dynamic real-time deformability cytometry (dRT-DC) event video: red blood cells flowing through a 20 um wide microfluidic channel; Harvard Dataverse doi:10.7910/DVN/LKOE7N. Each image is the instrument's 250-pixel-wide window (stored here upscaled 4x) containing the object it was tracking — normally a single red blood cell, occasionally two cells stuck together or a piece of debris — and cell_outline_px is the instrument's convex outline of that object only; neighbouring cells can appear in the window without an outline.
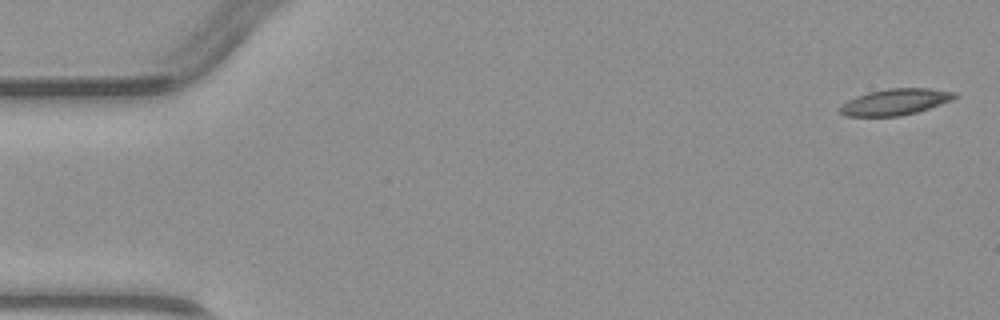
{"species": "common noctule bat (a hibernating species)", "species_latin": "Nyctalus noctula", "temperature_condition": "warm", "stored_images_in_passage": 5, "camera_frame_rate_fps": 3000, "um_per_image_px": 0.085, "animal": {"sex": "male", "body_mass_g": 23.1, "forearm_length_mm": 52.7}, "frame": {"image": 1, "passage_image": 1, "time_ms": 0.0, "image_size_px": [1000, 320], "cell_outline_px": [[960, 96], [952, 100], [916, 112], [900, 116], [844, 116], [840, 112], [840, 104], [856, 96], [868, 92], [888, 88], [928, 88], [956, 92]], "centroid_in_image_um": [76.1, 8.65], "position_along_channel_um": 8.9, "area_um2": 17.57}}
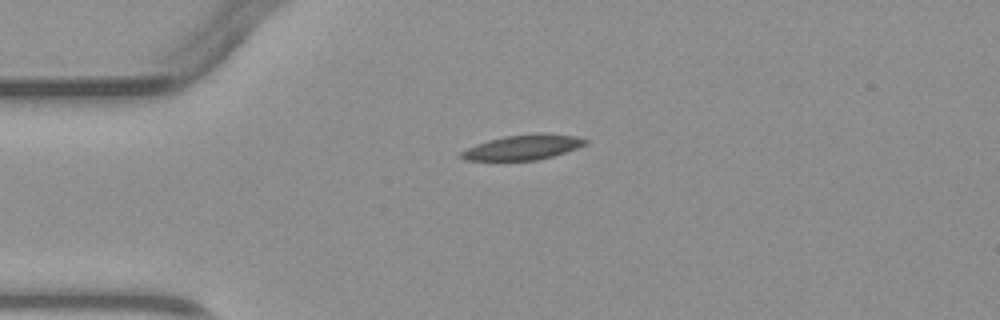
{"frame": {"image": 2, "passage_image": 3, "time_ms": 3.333, "image_size_px": [1000, 320], "cell_outline_px": [[588, 144], [552, 156], [536, 160], [464, 160], [456, 156], [460, 152], [476, 144], [488, 140], [504, 136], [544, 132], [576, 136], [588, 140]], "centroid_in_image_um": [44.44, 12.51], "position_along_channel_um": 40.6, "area_um2": 18.15}}
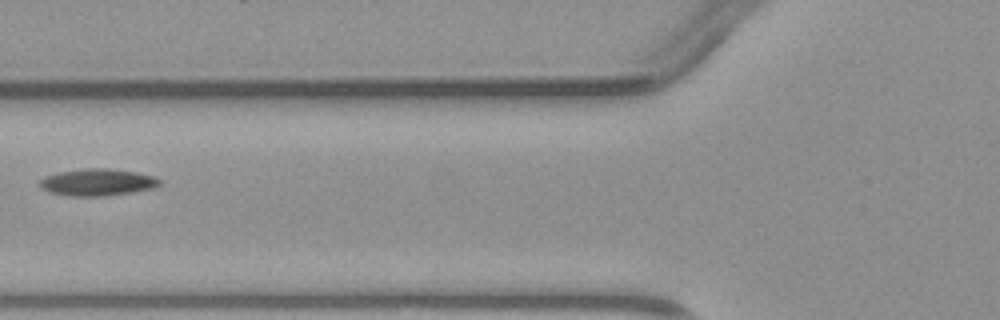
{"frame": {"image": 3, "passage_image": 5, "time_ms": 5.667, "image_size_px": [1000, 320], "cell_outline_px": [[160, 184], [156, 188], [132, 192], [100, 196], [68, 196], [48, 192], [40, 184], [40, 180], [44, 176], [60, 172], [88, 168], [104, 168], [136, 172], [152, 176], [160, 180]], "centroid_in_image_um": [8.29, 15.5], "position_along_channel_um": 117.5, "area_um2": 18.61}}